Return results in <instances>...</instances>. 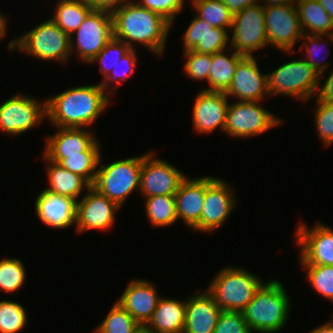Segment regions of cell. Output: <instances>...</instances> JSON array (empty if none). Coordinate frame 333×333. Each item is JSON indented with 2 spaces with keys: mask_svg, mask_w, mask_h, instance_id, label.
Returning <instances> with one entry per match:
<instances>
[{
  "mask_svg": "<svg viewBox=\"0 0 333 333\" xmlns=\"http://www.w3.org/2000/svg\"><path fill=\"white\" fill-rule=\"evenodd\" d=\"M106 93L100 82L69 88L47 98V119L55 127H90L111 103L109 93Z\"/></svg>",
  "mask_w": 333,
  "mask_h": 333,
  "instance_id": "1",
  "label": "cell"
},
{
  "mask_svg": "<svg viewBox=\"0 0 333 333\" xmlns=\"http://www.w3.org/2000/svg\"><path fill=\"white\" fill-rule=\"evenodd\" d=\"M113 37L131 49L134 43L147 47L155 55L164 53L171 23L163 16L131 1L112 12Z\"/></svg>",
  "mask_w": 333,
  "mask_h": 333,
  "instance_id": "2",
  "label": "cell"
},
{
  "mask_svg": "<svg viewBox=\"0 0 333 333\" xmlns=\"http://www.w3.org/2000/svg\"><path fill=\"white\" fill-rule=\"evenodd\" d=\"M289 298L280 281L263 283L242 311L251 332L275 333L283 329L289 316Z\"/></svg>",
  "mask_w": 333,
  "mask_h": 333,
  "instance_id": "3",
  "label": "cell"
},
{
  "mask_svg": "<svg viewBox=\"0 0 333 333\" xmlns=\"http://www.w3.org/2000/svg\"><path fill=\"white\" fill-rule=\"evenodd\" d=\"M263 283L248 270L227 266L217 273L205 290L221 310L242 312Z\"/></svg>",
  "mask_w": 333,
  "mask_h": 333,
  "instance_id": "4",
  "label": "cell"
},
{
  "mask_svg": "<svg viewBox=\"0 0 333 333\" xmlns=\"http://www.w3.org/2000/svg\"><path fill=\"white\" fill-rule=\"evenodd\" d=\"M23 51L41 60L65 63L71 57L70 36L51 19L40 23L8 44V50Z\"/></svg>",
  "mask_w": 333,
  "mask_h": 333,
  "instance_id": "5",
  "label": "cell"
},
{
  "mask_svg": "<svg viewBox=\"0 0 333 333\" xmlns=\"http://www.w3.org/2000/svg\"><path fill=\"white\" fill-rule=\"evenodd\" d=\"M269 96H293L307 102L318 91L320 74L304 59L285 62L267 73Z\"/></svg>",
  "mask_w": 333,
  "mask_h": 333,
  "instance_id": "6",
  "label": "cell"
},
{
  "mask_svg": "<svg viewBox=\"0 0 333 333\" xmlns=\"http://www.w3.org/2000/svg\"><path fill=\"white\" fill-rule=\"evenodd\" d=\"M143 158L144 154L101 165L92 187L122 207L126 198L140 188Z\"/></svg>",
  "mask_w": 333,
  "mask_h": 333,
  "instance_id": "7",
  "label": "cell"
},
{
  "mask_svg": "<svg viewBox=\"0 0 333 333\" xmlns=\"http://www.w3.org/2000/svg\"><path fill=\"white\" fill-rule=\"evenodd\" d=\"M73 35L76 36V39L73 38ZM112 38V13L92 10L80 27L70 36L71 54L73 55L76 50L81 61L90 64V61L104 49Z\"/></svg>",
  "mask_w": 333,
  "mask_h": 333,
  "instance_id": "8",
  "label": "cell"
},
{
  "mask_svg": "<svg viewBox=\"0 0 333 333\" xmlns=\"http://www.w3.org/2000/svg\"><path fill=\"white\" fill-rule=\"evenodd\" d=\"M260 101H238L230 104L227 110L224 133L232 137H253L279 126L282 119L261 107Z\"/></svg>",
  "mask_w": 333,
  "mask_h": 333,
  "instance_id": "9",
  "label": "cell"
},
{
  "mask_svg": "<svg viewBox=\"0 0 333 333\" xmlns=\"http://www.w3.org/2000/svg\"><path fill=\"white\" fill-rule=\"evenodd\" d=\"M230 48L240 55L253 57L255 50L268 47L264 6L256 4L233 15Z\"/></svg>",
  "mask_w": 333,
  "mask_h": 333,
  "instance_id": "10",
  "label": "cell"
},
{
  "mask_svg": "<svg viewBox=\"0 0 333 333\" xmlns=\"http://www.w3.org/2000/svg\"><path fill=\"white\" fill-rule=\"evenodd\" d=\"M264 15L268 45L291 52L304 35L296 5L264 6Z\"/></svg>",
  "mask_w": 333,
  "mask_h": 333,
  "instance_id": "11",
  "label": "cell"
},
{
  "mask_svg": "<svg viewBox=\"0 0 333 333\" xmlns=\"http://www.w3.org/2000/svg\"><path fill=\"white\" fill-rule=\"evenodd\" d=\"M39 102L18 93L3 102L0 105V132L15 136L40 125L47 112L46 100Z\"/></svg>",
  "mask_w": 333,
  "mask_h": 333,
  "instance_id": "12",
  "label": "cell"
},
{
  "mask_svg": "<svg viewBox=\"0 0 333 333\" xmlns=\"http://www.w3.org/2000/svg\"><path fill=\"white\" fill-rule=\"evenodd\" d=\"M154 152L144 154L139 191L146 197L175 196L181 182L187 177L169 162L155 158Z\"/></svg>",
  "mask_w": 333,
  "mask_h": 333,
  "instance_id": "13",
  "label": "cell"
},
{
  "mask_svg": "<svg viewBox=\"0 0 333 333\" xmlns=\"http://www.w3.org/2000/svg\"><path fill=\"white\" fill-rule=\"evenodd\" d=\"M296 229L295 244L301 248L300 265L333 266V229L320 222L311 229L300 223Z\"/></svg>",
  "mask_w": 333,
  "mask_h": 333,
  "instance_id": "14",
  "label": "cell"
},
{
  "mask_svg": "<svg viewBox=\"0 0 333 333\" xmlns=\"http://www.w3.org/2000/svg\"><path fill=\"white\" fill-rule=\"evenodd\" d=\"M85 196L76 204V231L108 230L115 223V213L120 206L106 196L100 194L92 186L86 190Z\"/></svg>",
  "mask_w": 333,
  "mask_h": 333,
  "instance_id": "15",
  "label": "cell"
},
{
  "mask_svg": "<svg viewBox=\"0 0 333 333\" xmlns=\"http://www.w3.org/2000/svg\"><path fill=\"white\" fill-rule=\"evenodd\" d=\"M234 190L223 179L215 178L205 190L200 217V233H213L228 219L236 205Z\"/></svg>",
  "mask_w": 333,
  "mask_h": 333,
  "instance_id": "16",
  "label": "cell"
},
{
  "mask_svg": "<svg viewBox=\"0 0 333 333\" xmlns=\"http://www.w3.org/2000/svg\"><path fill=\"white\" fill-rule=\"evenodd\" d=\"M255 57L244 56L237 64L232 83L225 93L238 101H262L269 97L267 74L261 73Z\"/></svg>",
  "mask_w": 333,
  "mask_h": 333,
  "instance_id": "17",
  "label": "cell"
},
{
  "mask_svg": "<svg viewBox=\"0 0 333 333\" xmlns=\"http://www.w3.org/2000/svg\"><path fill=\"white\" fill-rule=\"evenodd\" d=\"M215 179L212 176L199 178L186 177L175 193L178 219H182L189 229L200 231V217L206 187Z\"/></svg>",
  "mask_w": 333,
  "mask_h": 333,
  "instance_id": "18",
  "label": "cell"
},
{
  "mask_svg": "<svg viewBox=\"0 0 333 333\" xmlns=\"http://www.w3.org/2000/svg\"><path fill=\"white\" fill-rule=\"evenodd\" d=\"M228 97L223 92L200 91L192 109L193 129L198 133H210L216 128L224 131Z\"/></svg>",
  "mask_w": 333,
  "mask_h": 333,
  "instance_id": "19",
  "label": "cell"
},
{
  "mask_svg": "<svg viewBox=\"0 0 333 333\" xmlns=\"http://www.w3.org/2000/svg\"><path fill=\"white\" fill-rule=\"evenodd\" d=\"M161 297L152 282L145 279H133L116 302L141 326H145L151 319Z\"/></svg>",
  "mask_w": 333,
  "mask_h": 333,
  "instance_id": "20",
  "label": "cell"
},
{
  "mask_svg": "<svg viewBox=\"0 0 333 333\" xmlns=\"http://www.w3.org/2000/svg\"><path fill=\"white\" fill-rule=\"evenodd\" d=\"M183 52L194 50L199 53L214 54L225 50L230 41L229 31L213 27L197 16L183 34Z\"/></svg>",
  "mask_w": 333,
  "mask_h": 333,
  "instance_id": "21",
  "label": "cell"
},
{
  "mask_svg": "<svg viewBox=\"0 0 333 333\" xmlns=\"http://www.w3.org/2000/svg\"><path fill=\"white\" fill-rule=\"evenodd\" d=\"M76 204L73 198L44 189L36 198L35 210L43 224L53 229H66L76 224Z\"/></svg>",
  "mask_w": 333,
  "mask_h": 333,
  "instance_id": "22",
  "label": "cell"
},
{
  "mask_svg": "<svg viewBox=\"0 0 333 333\" xmlns=\"http://www.w3.org/2000/svg\"><path fill=\"white\" fill-rule=\"evenodd\" d=\"M221 309L207 292L196 293L186 300L184 333H213Z\"/></svg>",
  "mask_w": 333,
  "mask_h": 333,
  "instance_id": "23",
  "label": "cell"
},
{
  "mask_svg": "<svg viewBox=\"0 0 333 333\" xmlns=\"http://www.w3.org/2000/svg\"><path fill=\"white\" fill-rule=\"evenodd\" d=\"M57 132L46 139L43 154L47 158H68L82 155L96 140L94 133L86 128L56 127Z\"/></svg>",
  "mask_w": 333,
  "mask_h": 333,
  "instance_id": "24",
  "label": "cell"
},
{
  "mask_svg": "<svg viewBox=\"0 0 333 333\" xmlns=\"http://www.w3.org/2000/svg\"><path fill=\"white\" fill-rule=\"evenodd\" d=\"M185 315L186 299L180 301L161 297L151 319L144 327L152 333H182Z\"/></svg>",
  "mask_w": 333,
  "mask_h": 333,
  "instance_id": "25",
  "label": "cell"
},
{
  "mask_svg": "<svg viewBox=\"0 0 333 333\" xmlns=\"http://www.w3.org/2000/svg\"><path fill=\"white\" fill-rule=\"evenodd\" d=\"M43 158L48 165L46 170L50 184L45 190L78 201L77 198L81 196V192L91 187L80 175L70 172L58 163L49 160L44 154Z\"/></svg>",
  "mask_w": 333,
  "mask_h": 333,
  "instance_id": "26",
  "label": "cell"
},
{
  "mask_svg": "<svg viewBox=\"0 0 333 333\" xmlns=\"http://www.w3.org/2000/svg\"><path fill=\"white\" fill-rule=\"evenodd\" d=\"M295 5L304 34H333V20L318 0H297Z\"/></svg>",
  "mask_w": 333,
  "mask_h": 333,
  "instance_id": "27",
  "label": "cell"
},
{
  "mask_svg": "<svg viewBox=\"0 0 333 333\" xmlns=\"http://www.w3.org/2000/svg\"><path fill=\"white\" fill-rule=\"evenodd\" d=\"M243 57L233 49L230 56L225 54V50L212 54L208 78L210 87L203 90L226 93L232 83L236 66Z\"/></svg>",
  "mask_w": 333,
  "mask_h": 333,
  "instance_id": "28",
  "label": "cell"
},
{
  "mask_svg": "<svg viewBox=\"0 0 333 333\" xmlns=\"http://www.w3.org/2000/svg\"><path fill=\"white\" fill-rule=\"evenodd\" d=\"M48 159L80 175L92 186L96 178L97 166L101 163L100 144L96 140L85 152H82V155Z\"/></svg>",
  "mask_w": 333,
  "mask_h": 333,
  "instance_id": "29",
  "label": "cell"
},
{
  "mask_svg": "<svg viewBox=\"0 0 333 333\" xmlns=\"http://www.w3.org/2000/svg\"><path fill=\"white\" fill-rule=\"evenodd\" d=\"M56 5L51 20L69 36L80 27L92 11L84 0H59Z\"/></svg>",
  "mask_w": 333,
  "mask_h": 333,
  "instance_id": "30",
  "label": "cell"
},
{
  "mask_svg": "<svg viewBox=\"0 0 333 333\" xmlns=\"http://www.w3.org/2000/svg\"><path fill=\"white\" fill-rule=\"evenodd\" d=\"M145 212L155 227H168L177 222L175 196H153L145 198Z\"/></svg>",
  "mask_w": 333,
  "mask_h": 333,
  "instance_id": "31",
  "label": "cell"
},
{
  "mask_svg": "<svg viewBox=\"0 0 333 333\" xmlns=\"http://www.w3.org/2000/svg\"><path fill=\"white\" fill-rule=\"evenodd\" d=\"M196 16L213 27L231 30L233 14L222 0H190Z\"/></svg>",
  "mask_w": 333,
  "mask_h": 333,
  "instance_id": "32",
  "label": "cell"
},
{
  "mask_svg": "<svg viewBox=\"0 0 333 333\" xmlns=\"http://www.w3.org/2000/svg\"><path fill=\"white\" fill-rule=\"evenodd\" d=\"M141 325L117 302L94 333H135Z\"/></svg>",
  "mask_w": 333,
  "mask_h": 333,
  "instance_id": "33",
  "label": "cell"
},
{
  "mask_svg": "<svg viewBox=\"0 0 333 333\" xmlns=\"http://www.w3.org/2000/svg\"><path fill=\"white\" fill-rule=\"evenodd\" d=\"M25 268L21 260L6 258L0 260V292L14 293L22 288L26 280Z\"/></svg>",
  "mask_w": 333,
  "mask_h": 333,
  "instance_id": "34",
  "label": "cell"
},
{
  "mask_svg": "<svg viewBox=\"0 0 333 333\" xmlns=\"http://www.w3.org/2000/svg\"><path fill=\"white\" fill-rule=\"evenodd\" d=\"M25 308L10 300L0 301V333H18L27 324Z\"/></svg>",
  "mask_w": 333,
  "mask_h": 333,
  "instance_id": "35",
  "label": "cell"
},
{
  "mask_svg": "<svg viewBox=\"0 0 333 333\" xmlns=\"http://www.w3.org/2000/svg\"><path fill=\"white\" fill-rule=\"evenodd\" d=\"M307 270L306 279L312 288L333 302V266L327 265H302Z\"/></svg>",
  "mask_w": 333,
  "mask_h": 333,
  "instance_id": "36",
  "label": "cell"
},
{
  "mask_svg": "<svg viewBox=\"0 0 333 333\" xmlns=\"http://www.w3.org/2000/svg\"><path fill=\"white\" fill-rule=\"evenodd\" d=\"M130 49L131 48L123 41L113 37L104 49L90 61V63L99 62V72L103 74L105 79L112 69L118 65L123 55H125Z\"/></svg>",
  "mask_w": 333,
  "mask_h": 333,
  "instance_id": "37",
  "label": "cell"
},
{
  "mask_svg": "<svg viewBox=\"0 0 333 333\" xmlns=\"http://www.w3.org/2000/svg\"><path fill=\"white\" fill-rule=\"evenodd\" d=\"M137 62L136 49H130L123 57L121 58L118 65H116L110 74L100 82L101 86L108 92L112 93V89L116 90L117 86L121 85L122 82H125L130 75L135 71ZM115 83V85H114ZM117 84V85H116ZM110 85H112L110 87ZM111 91H110V90Z\"/></svg>",
  "mask_w": 333,
  "mask_h": 333,
  "instance_id": "38",
  "label": "cell"
},
{
  "mask_svg": "<svg viewBox=\"0 0 333 333\" xmlns=\"http://www.w3.org/2000/svg\"><path fill=\"white\" fill-rule=\"evenodd\" d=\"M316 101V112L314 115L315 127L319 139L325 147L333 142V102Z\"/></svg>",
  "mask_w": 333,
  "mask_h": 333,
  "instance_id": "39",
  "label": "cell"
},
{
  "mask_svg": "<svg viewBox=\"0 0 333 333\" xmlns=\"http://www.w3.org/2000/svg\"><path fill=\"white\" fill-rule=\"evenodd\" d=\"M186 61L183 69L185 74L192 80L208 82L212 62V54L199 53L194 50L184 52Z\"/></svg>",
  "mask_w": 333,
  "mask_h": 333,
  "instance_id": "40",
  "label": "cell"
},
{
  "mask_svg": "<svg viewBox=\"0 0 333 333\" xmlns=\"http://www.w3.org/2000/svg\"><path fill=\"white\" fill-rule=\"evenodd\" d=\"M326 38V41H330V43H333V34H328V35H310V34H304L302 39H307L306 42H303V46L301 45V48L304 47V50H306L305 52V56L306 58L304 60H306L319 74H320V80L323 78L322 75L324 73H326L327 68L330 64L328 63H323L320 62V60L318 61L315 56L320 55V51L323 50L321 47V42L322 39ZM320 41V42H319ZM320 44V45H319ZM324 45V44H322ZM321 46V47H320ZM324 53V52H323ZM326 53V52H325Z\"/></svg>",
  "mask_w": 333,
  "mask_h": 333,
  "instance_id": "41",
  "label": "cell"
},
{
  "mask_svg": "<svg viewBox=\"0 0 333 333\" xmlns=\"http://www.w3.org/2000/svg\"><path fill=\"white\" fill-rule=\"evenodd\" d=\"M213 333H252L242 312L222 310Z\"/></svg>",
  "mask_w": 333,
  "mask_h": 333,
  "instance_id": "42",
  "label": "cell"
},
{
  "mask_svg": "<svg viewBox=\"0 0 333 333\" xmlns=\"http://www.w3.org/2000/svg\"><path fill=\"white\" fill-rule=\"evenodd\" d=\"M141 1V2H140ZM136 3L173 23L177 14H181L185 0H140Z\"/></svg>",
  "mask_w": 333,
  "mask_h": 333,
  "instance_id": "43",
  "label": "cell"
},
{
  "mask_svg": "<svg viewBox=\"0 0 333 333\" xmlns=\"http://www.w3.org/2000/svg\"><path fill=\"white\" fill-rule=\"evenodd\" d=\"M85 3L92 9L97 11H106L112 13L114 10L121 8L130 0H84Z\"/></svg>",
  "mask_w": 333,
  "mask_h": 333,
  "instance_id": "44",
  "label": "cell"
},
{
  "mask_svg": "<svg viewBox=\"0 0 333 333\" xmlns=\"http://www.w3.org/2000/svg\"><path fill=\"white\" fill-rule=\"evenodd\" d=\"M322 85V87L318 88L316 100L333 102V70Z\"/></svg>",
  "mask_w": 333,
  "mask_h": 333,
  "instance_id": "45",
  "label": "cell"
},
{
  "mask_svg": "<svg viewBox=\"0 0 333 333\" xmlns=\"http://www.w3.org/2000/svg\"><path fill=\"white\" fill-rule=\"evenodd\" d=\"M229 8V11L235 15L241 12L244 8L259 4V0H222Z\"/></svg>",
  "mask_w": 333,
  "mask_h": 333,
  "instance_id": "46",
  "label": "cell"
},
{
  "mask_svg": "<svg viewBox=\"0 0 333 333\" xmlns=\"http://www.w3.org/2000/svg\"><path fill=\"white\" fill-rule=\"evenodd\" d=\"M309 333H333V321H328L323 325L312 329V331H310Z\"/></svg>",
  "mask_w": 333,
  "mask_h": 333,
  "instance_id": "47",
  "label": "cell"
},
{
  "mask_svg": "<svg viewBox=\"0 0 333 333\" xmlns=\"http://www.w3.org/2000/svg\"><path fill=\"white\" fill-rule=\"evenodd\" d=\"M263 6L296 4L297 0H259ZM262 1V2H261Z\"/></svg>",
  "mask_w": 333,
  "mask_h": 333,
  "instance_id": "48",
  "label": "cell"
},
{
  "mask_svg": "<svg viewBox=\"0 0 333 333\" xmlns=\"http://www.w3.org/2000/svg\"><path fill=\"white\" fill-rule=\"evenodd\" d=\"M318 2L327 11L328 15L333 20V0H318Z\"/></svg>",
  "mask_w": 333,
  "mask_h": 333,
  "instance_id": "49",
  "label": "cell"
},
{
  "mask_svg": "<svg viewBox=\"0 0 333 333\" xmlns=\"http://www.w3.org/2000/svg\"><path fill=\"white\" fill-rule=\"evenodd\" d=\"M7 17H5L4 15H2V13H0V40L2 38H4L5 34H6V29H7Z\"/></svg>",
  "mask_w": 333,
  "mask_h": 333,
  "instance_id": "50",
  "label": "cell"
},
{
  "mask_svg": "<svg viewBox=\"0 0 333 333\" xmlns=\"http://www.w3.org/2000/svg\"><path fill=\"white\" fill-rule=\"evenodd\" d=\"M135 333H152L147 330L144 326H141Z\"/></svg>",
  "mask_w": 333,
  "mask_h": 333,
  "instance_id": "51",
  "label": "cell"
}]
</instances>
